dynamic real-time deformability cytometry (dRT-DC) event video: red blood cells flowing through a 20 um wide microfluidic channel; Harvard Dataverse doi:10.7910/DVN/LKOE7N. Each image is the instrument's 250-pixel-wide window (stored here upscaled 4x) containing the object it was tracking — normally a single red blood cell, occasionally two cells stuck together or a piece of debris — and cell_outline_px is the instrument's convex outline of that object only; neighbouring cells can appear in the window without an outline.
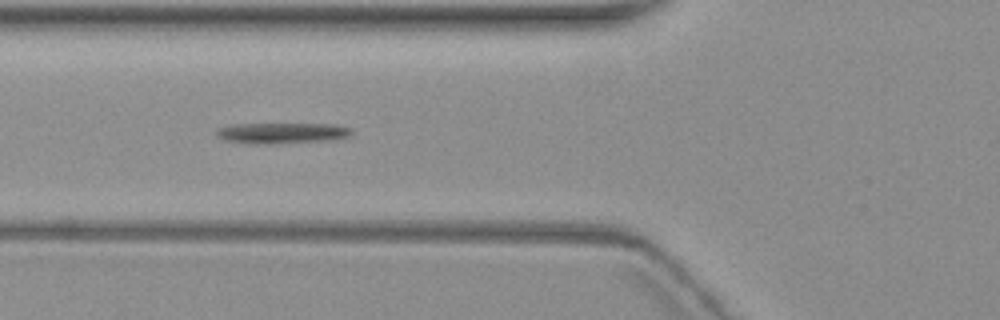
{"species": "common noctule bat (a hibernating species)", "species_latin": "Nyctalus noctula", "temperature_condition": "warm", "stored_images_in_passage": 5, "camera_frame_rate_fps": 3000, "um_per_image_px": 0.085, "animal": {"sex": "female", "body_mass_g": 19.3, "forearm_length_mm": 54.1}, "frame": {"image": 1, "passage_image": 3, "time_ms": 2.333, "image_size_px": [1000, 320], "cell_outline_px": [[352, 132], [348, 136], [336, 140], [276, 144], [240, 144], [224, 140], [216, 136], [216, 128], [228, 124], [332, 124], [352, 128]], "centroid_in_image_um": [23.89, 11.33], "position_along_channel_um": 101.9, "area_um2": 16.94}}
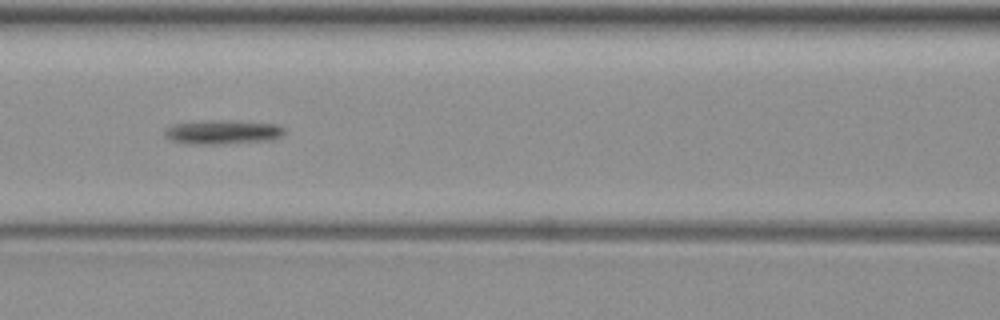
{"frame": {"image": 2, "passage_image": 4, "time_ms": 3.667, "image_size_px": [1000, 320], "cell_outline_px": [[284, 136], [272, 140], [220, 144], [184, 144], [168, 140], [164, 136], [164, 128], [172, 124], [208, 120], [220, 120], [280, 124], [284, 128]], "centroid_in_image_um": [18.89, 11.23], "position_along_channel_um": 147.7, "area_um2": 17.22}}
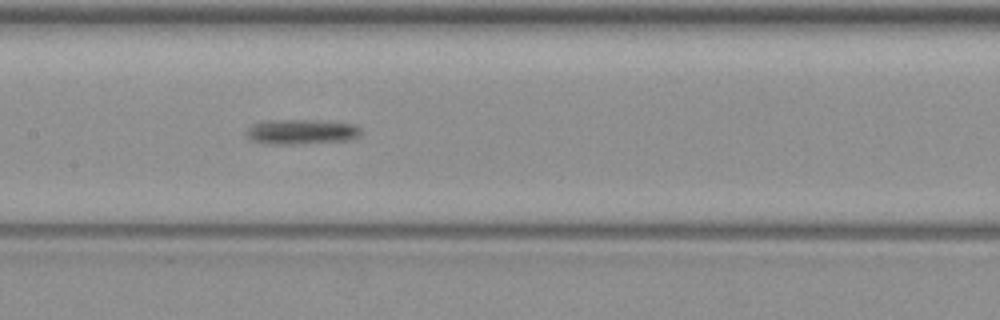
{"frame": {"image": 3, "passage_image": 5, "time_ms": 4.667, "image_size_px": [1000, 320], "cell_outline_px": [[360, 136], [352, 140], [308, 144], [264, 144], [248, 140], [244, 132], [252, 124], [268, 120], [304, 120], [356, 124], [360, 128]], "centroid_in_image_um": [25.58, 11.23], "position_along_channel_um": 181.8, "area_um2": 17.05}}